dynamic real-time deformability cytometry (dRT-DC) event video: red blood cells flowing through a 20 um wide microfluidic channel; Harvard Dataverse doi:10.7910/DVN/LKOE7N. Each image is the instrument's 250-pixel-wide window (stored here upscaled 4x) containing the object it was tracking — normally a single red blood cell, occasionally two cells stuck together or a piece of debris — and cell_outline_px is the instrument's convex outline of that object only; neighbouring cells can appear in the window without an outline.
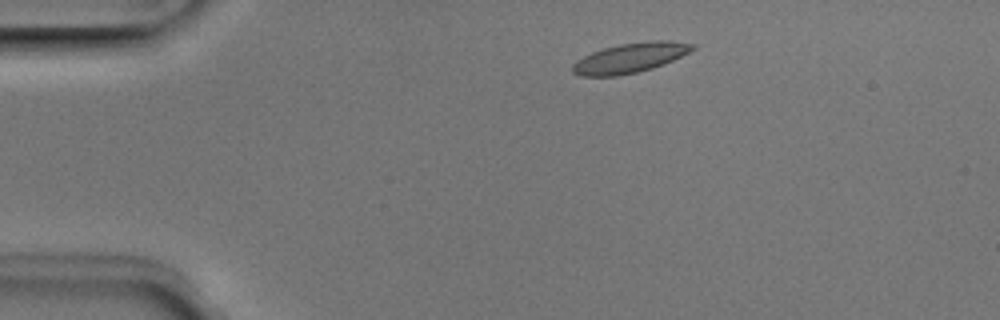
{"species": "Egyptian fruit bat (a non-hibernating species)", "species_latin": "Rousettus aegyptiacus", "temperature_condition": "room temperature", "stored_images_in_passage": 3, "camera_frame_rate_fps": 3000, "um_per_image_px": 0.085, "animal": {"sex": "male"}, "frame": {"image": 1, "passage_image": 1, "time_ms": 0.0, "image_size_px": [1000, 320], "cell_outline_px": [[696, 48], [664, 64], [652, 68], [636, 72], [616, 76], [580, 76], [572, 72], [572, 64], [576, 60], [592, 52], [604, 48], [620, 44], [648, 40], [668, 40], [696, 44]], "centroid_in_image_um": [53.55, 4.91], "position_along_channel_um": 31.4, "area_um2": 20.81}}